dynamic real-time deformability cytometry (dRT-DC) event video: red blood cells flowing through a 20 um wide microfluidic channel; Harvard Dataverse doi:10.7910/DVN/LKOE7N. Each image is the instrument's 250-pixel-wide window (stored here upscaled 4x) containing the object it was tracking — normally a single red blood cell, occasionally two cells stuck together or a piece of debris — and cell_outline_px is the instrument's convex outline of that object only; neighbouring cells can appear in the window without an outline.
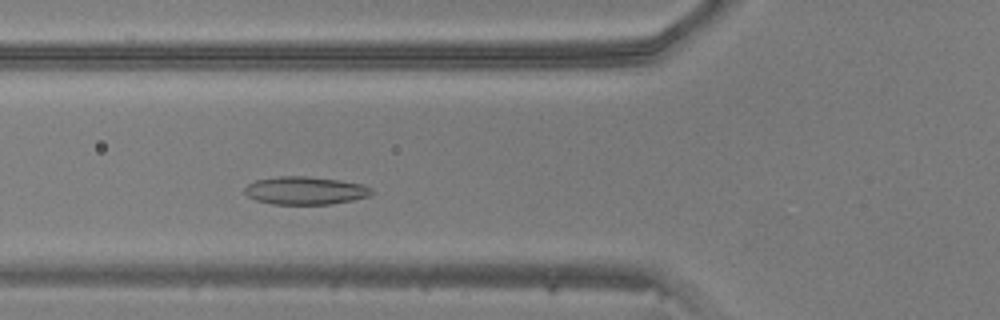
{"species": "common noctule bat (a hibernating species)", "species_latin": "Nyctalus noctula", "temperature_condition": "warm", "stored_images_in_passage": 43, "camera_frame_rate_fps": 3000, "um_per_image_px": 0.085, "animal": {"sex": "male", "body_mass_g": 20.5, "forearm_length_mm": 52.5}, "frame": {"image": 1, "passage_image": 12, "time_ms": 3.667, "image_size_px": [1000, 320], "cell_outline_px": [[372, 192], [368, 196], [352, 200], [332, 204], [272, 204], [256, 200], [248, 196], [244, 192], [244, 188], [248, 184], [256, 180], [276, 176], [304, 176], [340, 180], [364, 184], [372, 188]], "centroid_in_image_um": [25.94, 16.19], "position_along_channel_um": 99.9, "area_um2": 20.69}}
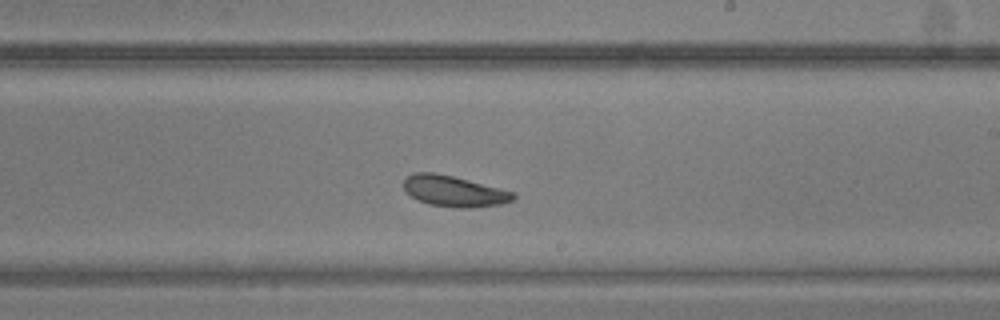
{"frame": {"image": 2, "passage_image": 23, "time_ms": 7.333, "image_size_px": [1000, 320], "cell_outline_px": [[516, 196], [512, 200], [500, 204], [468, 208], [456, 208], [428, 204], [412, 196], [404, 188], [404, 180], [412, 172], [432, 172], [452, 176], [516, 192]], "centroid_in_image_um": [38.61, 16.25], "position_along_channel_um": 250.4, "area_um2": 19.54}}
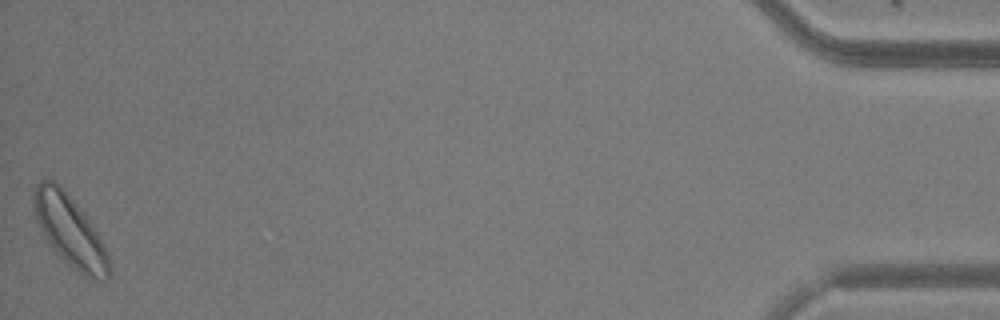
{"frame": {"image": 3, "passage_image": 43, "time_ms": 14.0, "image_size_px": [1000, 320], "cell_outline_px": [[112, 268], [108, 276], [100, 280], [96, 280], [80, 272], [68, 264], [52, 248], [36, 220], [32, 204], [32, 188], [40, 180], [52, 180], [60, 184], [88, 220], [100, 236], [104, 244]], "centroid_in_image_um": [5.91, 19.59], "position_along_channel_um": 429.3, "area_um2": 30.81}}